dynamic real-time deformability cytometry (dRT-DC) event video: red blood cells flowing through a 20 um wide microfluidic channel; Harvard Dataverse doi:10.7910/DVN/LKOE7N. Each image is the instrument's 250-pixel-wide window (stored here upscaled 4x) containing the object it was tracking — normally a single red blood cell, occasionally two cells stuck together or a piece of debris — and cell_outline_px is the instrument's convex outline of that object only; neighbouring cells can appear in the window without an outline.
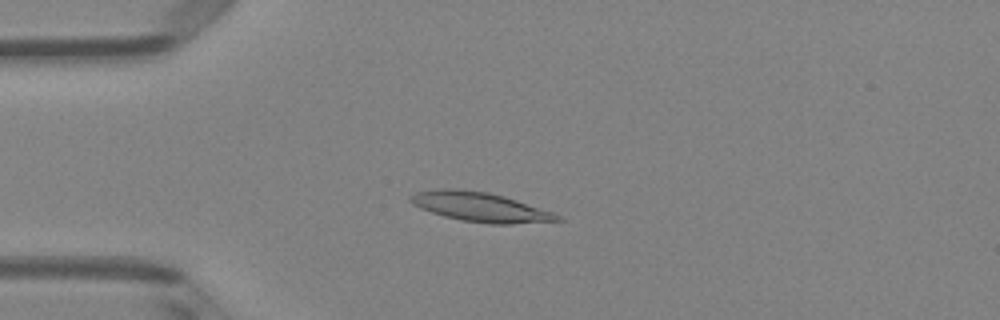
{"species": "Egyptian fruit bat (a non-hibernating species)", "species_latin": "Rousettus aegyptiacus", "temperature_condition": "room temperature", "stored_images_in_passage": 50, "camera_frame_rate_fps": 3000, "um_per_image_px": 0.085, "animal": {"sex": "female"}, "frame": {"image": 1, "passage_image": 13, "time_ms": 4.0, "image_size_px": [1000, 320], "cell_outline_px": [[564, 220], [512, 224], [492, 224], [460, 220], [444, 216], [420, 208], [412, 204], [408, 200], [408, 196], [416, 192], [440, 188], [456, 188], [488, 192], [504, 196], [552, 212], [560, 216]], "centroid_in_image_um": [40.77, 17.58], "position_along_channel_um": 44.2, "area_um2": 25.14}}
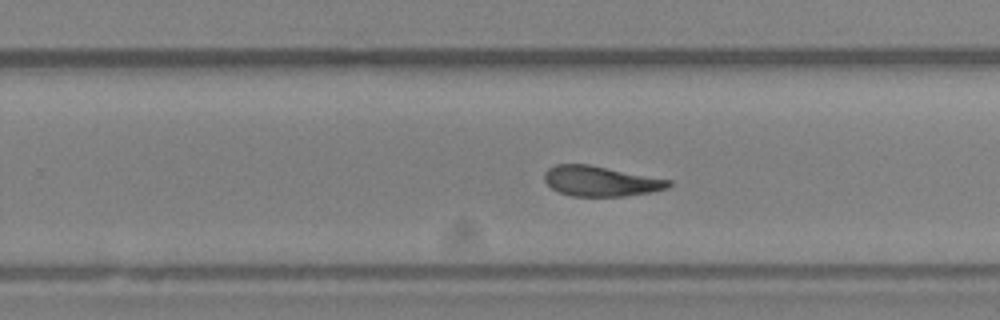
{"frame": {"image": 2, "passage_image": 32, "time_ms": 10.333, "image_size_px": [1000, 320], "cell_outline_px": [[672, 184], [668, 188], [652, 192], [624, 196], [572, 196], [560, 192], [552, 188], [544, 180], [544, 172], [548, 168], [556, 164], [588, 164], [672, 180]], "centroid_in_image_um": [51.06, 15.39], "position_along_channel_um": 278.7, "area_um2": 21.85}}
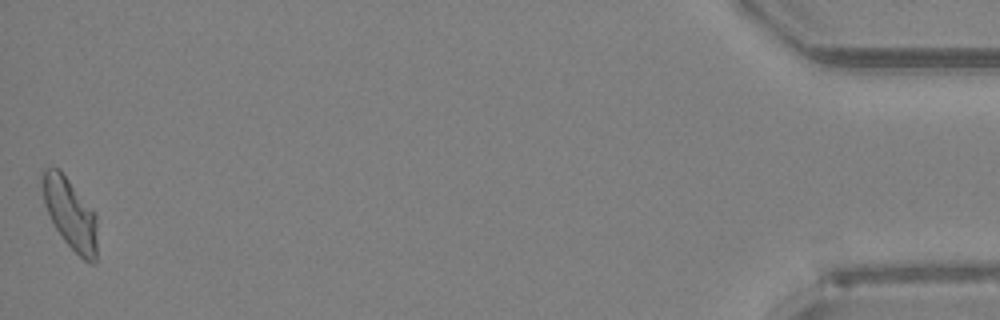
{"frame": {"image": 3, "passage_image": 50, "time_ms": 16.333, "image_size_px": [1000, 320], "cell_outline_px": [[96, 264], [88, 264], [64, 240], [56, 228], [44, 204], [40, 184], [40, 180], [44, 168], [52, 164], [60, 168], [96, 212]], "centroid_in_image_um": [5.95, 18.08], "position_along_channel_um": 429.3, "area_um2": 23.18}, "authors_computed_cell_mechanics": {"area_um2": 22.8021, "velocity_mm_per_s": 4.058, "shape_relaxation_time_tau1_ms": 5.9185, "shape_relaxation_time_tau2_ms": 3.4426, "deformation_change_tau1": 0.2055, "deformation_change_tau2": 0.1231}}